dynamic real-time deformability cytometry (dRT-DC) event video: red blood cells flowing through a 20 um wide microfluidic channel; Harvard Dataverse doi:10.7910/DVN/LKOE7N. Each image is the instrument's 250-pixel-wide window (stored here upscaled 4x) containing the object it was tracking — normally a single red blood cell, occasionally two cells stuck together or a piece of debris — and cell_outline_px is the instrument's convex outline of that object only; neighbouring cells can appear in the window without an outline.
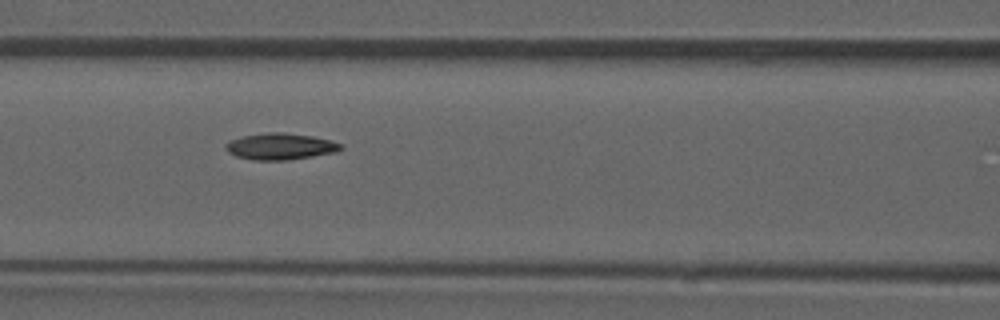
{"species": "common noctule bat (a hibernating species)", "species_latin": "Nyctalus noctula", "temperature_condition": "room temperature", "stored_images_in_passage": 33, "camera_frame_rate_fps": 3000, "um_per_image_px": 0.085, "animal": {"sex": "male", "forearm_length_mm": 52.5}, "frame": {"image": 1, "passage_image": 6, "time_ms": 1.667, "image_size_px": [1000, 320], "cell_outline_px": [[344, 148], [336, 152], [288, 160], [252, 160], [236, 156], [228, 152], [224, 148], [224, 144], [228, 140], [244, 136], [268, 132], [284, 132], [312, 136], [328, 140], [340, 144]], "centroid_in_image_um": [23.78, 12.45], "position_along_channel_um": 142.8, "area_um2": 17.74}}